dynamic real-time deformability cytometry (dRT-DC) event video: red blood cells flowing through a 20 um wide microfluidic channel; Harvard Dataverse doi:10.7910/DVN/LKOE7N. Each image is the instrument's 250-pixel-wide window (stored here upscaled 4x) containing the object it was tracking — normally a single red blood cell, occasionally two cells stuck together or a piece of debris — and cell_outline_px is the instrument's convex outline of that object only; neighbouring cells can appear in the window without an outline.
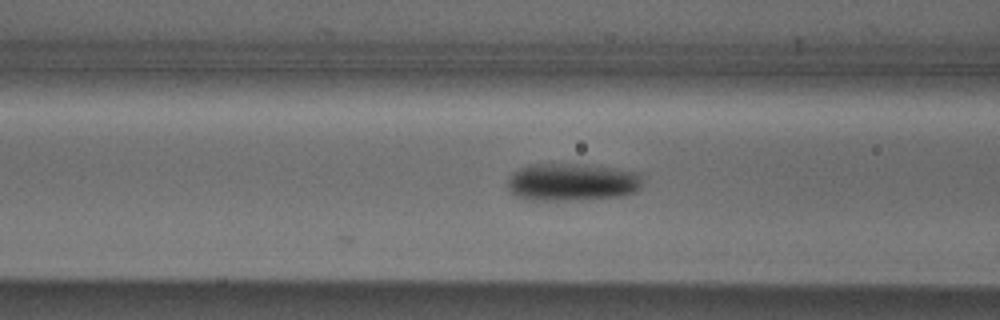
{"species": "Egyptian fruit bat (a non-hibernating species)", "species_latin": "Rousettus aegyptiacus", "temperature_condition": "cold", "stored_images_in_passage": 5, "camera_frame_rate_fps": 3000, "um_per_image_px": 0.085, "animal": {"sex": "male"}, "frame": {"image": 1, "passage_image": 5, "time_ms": 1.333, "image_size_px": [1000, 320], "cell_outline_px": [[640, 188], [636, 192], [620, 196], [564, 200], [532, 200], [516, 196], [508, 188], [508, 176], [512, 172], [528, 164], [588, 164], [616, 168], [640, 172]], "centroid_in_image_um": [48.61, 15.46], "position_along_channel_um": 118.0, "area_um2": 29.65}}